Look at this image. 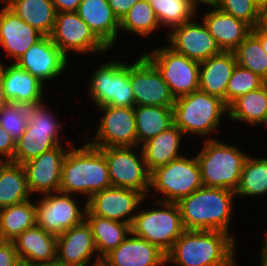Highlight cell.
I'll use <instances>...</instances> for the list:
<instances>
[{"label":"cell","mask_w":267,"mask_h":266,"mask_svg":"<svg viewBox=\"0 0 267 266\" xmlns=\"http://www.w3.org/2000/svg\"><path fill=\"white\" fill-rule=\"evenodd\" d=\"M234 240L227 232L185 230L166 254V262L179 266H236Z\"/></svg>","instance_id":"1"},{"label":"cell","mask_w":267,"mask_h":266,"mask_svg":"<svg viewBox=\"0 0 267 266\" xmlns=\"http://www.w3.org/2000/svg\"><path fill=\"white\" fill-rule=\"evenodd\" d=\"M69 145L62 164L60 192L82 194L89 199L94 193L111 187L102 150L89 143L78 148Z\"/></svg>","instance_id":"2"},{"label":"cell","mask_w":267,"mask_h":266,"mask_svg":"<svg viewBox=\"0 0 267 266\" xmlns=\"http://www.w3.org/2000/svg\"><path fill=\"white\" fill-rule=\"evenodd\" d=\"M235 192L229 189L202 186L180 199L185 230H215L229 233Z\"/></svg>","instance_id":"3"},{"label":"cell","mask_w":267,"mask_h":266,"mask_svg":"<svg viewBox=\"0 0 267 266\" xmlns=\"http://www.w3.org/2000/svg\"><path fill=\"white\" fill-rule=\"evenodd\" d=\"M204 143L200 153L196 155L203 186L235 192L248 155L238 147L219 142L212 137Z\"/></svg>","instance_id":"4"},{"label":"cell","mask_w":267,"mask_h":266,"mask_svg":"<svg viewBox=\"0 0 267 266\" xmlns=\"http://www.w3.org/2000/svg\"><path fill=\"white\" fill-rule=\"evenodd\" d=\"M228 107L223 100L200 90L176 98L173 105L174 124L186 134L205 137L219 128Z\"/></svg>","instance_id":"5"},{"label":"cell","mask_w":267,"mask_h":266,"mask_svg":"<svg viewBox=\"0 0 267 266\" xmlns=\"http://www.w3.org/2000/svg\"><path fill=\"white\" fill-rule=\"evenodd\" d=\"M154 200L159 209L140 210L131 225V232L157 246L167 254L185 231L177 203Z\"/></svg>","instance_id":"6"},{"label":"cell","mask_w":267,"mask_h":266,"mask_svg":"<svg viewBox=\"0 0 267 266\" xmlns=\"http://www.w3.org/2000/svg\"><path fill=\"white\" fill-rule=\"evenodd\" d=\"M197 157L184 155L150 172V189L165 196L162 202L177 203L202 187Z\"/></svg>","instance_id":"7"},{"label":"cell","mask_w":267,"mask_h":266,"mask_svg":"<svg viewBox=\"0 0 267 266\" xmlns=\"http://www.w3.org/2000/svg\"><path fill=\"white\" fill-rule=\"evenodd\" d=\"M54 118L43 102L29 107L28 124L25 132L16 141L13 163L22 165L43 152L61 145L59 140L61 124Z\"/></svg>","instance_id":"8"},{"label":"cell","mask_w":267,"mask_h":266,"mask_svg":"<svg viewBox=\"0 0 267 266\" xmlns=\"http://www.w3.org/2000/svg\"><path fill=\"white\" fill-rule=\"evenodd\" d=\"M89 89L97 107H135L128 63L112 60L98 66L91 76Z\"/></svg>","instance_id":"9"},{"label":"cell","mask_w":267,"mask_h":266,"mask_svg":"<svg viewBox=\"0 0 267 266\" xmlns=\"http://www.w3.org/2000/svg\"><path fill=\"white\" fill-rule=\"evenodd\" d=\"M143 54L159 70L175 99L199 90V62L187 58L169 46Z\"/></svg>","instance_id":"10"},{"label":"cell","mask_w":267,"mask_h":266,"mask_svg":"<svg viewBox=\"0 0 267 266\" xmlns=\"http://www.w3.org/2000/svg\"><path fill=\"white\" fill-rule=\"evenodd\" d=\"M135 147L100 148L106 159L111 186L133 189L145 197L150 188V172L140 150L138 157Z\"/></svg>","instance_id":"11"},{"label":"cell","mask_w":267,"mask_h":266,"mask_svg":"<svg viewBox=\"0 0 267 266\" xmlns=\"http://www.w3.org/2000/svg\"><path fill=\"white\" fill-rule=\"evenodd\" d=\"M71 194L63 192L47 193L38 200L36 205V224L49 234L56 237L66 230L80 225L85 220V209H80L79 203ZM77 203V204H76Z\"/></svg>","instance_id":"12"},{"label":"cell","mask_w":267,"mask_h":266,"mask_svg":"<svg viewBox=\"0 0 267 266\" xmlns=\"http://www.w3.org/2000/svg\"><path fill=\"white\" fill-rule=\"evenodd\" d=\"M135 106L173 107L176 99L156 66L143 54L130 65Z\"/></svg>","instance_id":"13"},{"label":"cell","mask_w":267,"mask_h":266,"mask_svg":"<svg viewBox=\"0 0 267 266\" xmlns=\"http://www.w3.org/2000/svg\"><path fill=\"white\" fill-rule=\"evenodd\" d=\"M52 42L67 57L69 51L78 53L106 52L109 49L95 36L89 25L76 11L58 12L50 35Z\"/></svg>","instance_id":"14"},{"label":"cell","mask_w":267,"mask_h":266,"mask_svg":"<svg viewBox=\"0 0 267 266\" xmlns=\"http://www.w3.org/2000/svg\"><path fill=\"white\" fill-rule=\"evenodd\" d=\"M104 112L94 141L97 148L137 147L134 107L100 106Z\"/></svg>","instance_id":"15"},{"label":"cell","mask_w":267,"mask_h":266,"mask_svg":"<svg viewBox=\"0 0 267 266\" xmlns=\"http://www.w3.org/2000/svg\"><path fill=\"white\" fill-rule=\"evenodd\" d=\"M145 199L147 198L136 190L111 186L86 200L85 215H97L132 225L136 208Z\"/></svg>","instance_id":"16"},{"label":"cell","mask_w":267,"mask_h":266,"mask_svg":"<svg viewBox=\"0 0 267 266\" xmlns=\"http://www.w3.org/2000/svg\"><path fill=\"white\" fill-rule=\"evenodd\" d=\"M167 35L170 48L199 63L222 52L204 23L190 20L172 28Z\"/></svg>","instance_id":"17"},{"label":"cell","mask_w":267,"mask_h":266,"mask_svg":"<svg viewBox=\"0 0 267 266\" xmlns=\"http://www.w3.org/2000/svg\"><path fill=\"white\" fill-rule=\"evenodd\" d=\"M67 152L62 145H57L22 164L31 195L60 191L62 164Z\"/></svg>","instance_id":"18"},{"label":"cell","mask_w":267,"mask_h":266,"mask_svg":"<svg viewBox=\"0 0 267 266\" xmlns=\"http://www.w3.org/2000/svg\"><path fill=\"white\" fill-rule=\"evenodd\" d=\"M67 61L68 57L52 42L51 37L43 36L15 63L45 83L65 71Z\"/></svg>","instance_id":"19"},{"label":"cell","mask_w":267,"mask_h":266,"mask_svg":"<svg viewBox=\"0 0 267 266\" xmlns=\"http://www.w3.org/2000/svg\"><path fill=\"white\" fill-rule=\"evenodd\" d=\"M97 252L91 227L84 220L57 237V266H88Z\"/></svg>","instance_id":"20"},{"label":"cell","mask_w":267,"mask_h":266,"mask_svg":"<svg viewBox=\"0 0 267 266\" xmlns=\"http://www.w3.org/2000/svg\"><path fill=\"white\" fill-rule=\"evenodd\" d=\"M101 261V266H160L166 262V254L147 240L132 232Z\"/></svg>","instance_id":"21"},{"label":"cell","mask_w":267,"mask_h":266,"mask_svg":"<svg viewBox=\"0 0 267 266\" xmlns=\"http://www.w3.org/2000/svg\"><path fill=\"white\" fill-rule=\"evenodd\" d=\"M19 260L26 266H53L56 264L57 237L37 224L13 240Z\"/></svg>","instance_id":"22"},{"label":"cell","mask_w":267,"mask_h":266,"mask_svg":"<svg viewBox=\"0 0 267 266\" xmlns=\"http://www.w3.org/2000/svg\"><path fill=\"white\" fill-rule=\"evenodd\" d=\"M44 35L31 27L6 5L0 11V45L15 58L14 63ZM14 57V58H13Z\"/></svg>","instance_id":"23"},{"label":"cell","mask_w":267,"mask_h":266,"mask_svg":"<svg viewBox=\"0 0 267 266\" xmlns=\"http://www.w3.org/2000/svg\"><path fill=\"white\" fill-rule=\"evenodd\" d=\"M5 67L0 60V76L9 102L29 107L43 102V82L16 63Z\"/></svg>","instance_id":"24"},{"label":"cell","mask_w":267,"mask_h":266,"mask_svg":"<svg viewBox=\"0 0 267 266\" xmlns=\"http://www.w3.org/2000/svg\"><path fill=\"white\" fill-rule=\"evenodd\" d=\"M76 12L109 50L115 45L120 31V21L108 0H82Z\"/></svg>","instance_id":"25"},{"label":"cell","mask_w":267,"mask_h":266,"mask_svg":"<svg viewBox=\"0 0 267 266\" xmlns=\"http://www.w3.org/2000/svg\"><path fill=\"white\" fill-rule=\"evenodd\" d=\"M202 22L224 52H233L252 31L248 23L219 9L208 11Z\"/></svg>","instance_id":"26"},{"label":"cell","mask_w":267,"mask_h":266,"mask_svg":"<svg viewBox=\"0 0 267 266\" xmlns=\"http://www.w3.org/2000/svg\"><path fill=\"white\" fill-rule=\"evenodd\" d=\"M234 52H224L200 63L199 90L223 100L226 105V90L236 66Z\"/></svg>","instance_id":"27"},{"label":"cell","mask_w":267,"mask_h":266,"mask_svg":"<svg viewBox=\"0 0 267 266\" xmlns=\"http://www.w3.org/2000/svg\"><path fill=\"white\" fill-rule=\"evenodd\" d=\"M85 221L91 227L97 249L95 262L91 266H101L102 259L129 236L131 225L97 215H85Z\"/></svg>","instance_id":"28"},{"label":"cell","mask_w":267,"mask_h":266,"mask_svg":"<svg viewBox=\"0 0 267 266\" xmlns=\"http://www.w3.org/2000/svg\"><path fill=\"white\" fill-rule=\"evenodd\" d=\"M182 135H185L182 130L173 124L142 144L141 149L149 172L183 156L178 153Z\"/></svg>","instance_id":"29"},{"label":"cell","mask_w":267,"mask_h":266,"mask_svg":"<svg viewBox=\"0 0 267 266\" xmlns=\"http://www.w3.org/2000/svg\"><path fill=\"white\" fill-rule=\"evenodd\" d=\"M25 23L44 36L53 32L57 11L51 0H1Z\"/></svg>","instance_id":"30"},{"label":"cell","mask_w":267,"mask_h":266,"mask_svg":"<svg viewBox=\"0 0 267 266\" xmlns=\"http://www.w3.org/2000/svg\"><path fill=\"white\" fill-rule=\"evenodd\" d=\"M228 118L246 122L252 126H267V82L259 89L238 97L228 106Z\"/></svg>","instance_id":"31"},{"label":"cell","mask_w":267,"mask_h":266,"mask_svg":"<svg viewBox=\"0 0 267 266\" xmlns=\"http://www.w3.org/2000/svg\"><path fill=\"white\" fill-rule=\"evenodd\" d=\"M137 147L174 124L173 107L135 106Z\"/></svg>","instance_id":"32"},{"label":"cell","mask_w":267,"mask_h":266,"mask_svg":"<svg viewBox=\"0 0 267 266\" xmlns=\"http://www.w3.org/2000/svg\"><path fill=\"white\" fill-rule=\"evenodd\" d=\"M29 195L23 165L3 162L0 165V209L29 200Z\"/></svg>","instance_id":"33"},{"label":"cell","mask_w":267,"mask_h":266,"mask_svg":"<svg viewBox=\"0 0 267 266\" xmlns=\"http://www.w3.org/2000/svg\"><path fill=\"white\" fill-rule=\"evenodd\" d=\"M36 205L26 200L0 209V237L13 241L25 230L36 225Z\"/></svg>","instance_id":"34"},{"label":"cell","mask_w":267,"mask_h":266,"mask_svg":"<svg viewBox=\"0 0 267 266\" xmlns=\"http://www.w3.org/2000/svg\"><path fill=\"white\" fill-rule=\"evenodd\" d=\"M267 193V158L247 156L235 190L236 196H256Z\"/></svg>","instance_id":"35"},{"label":"cell","mask_w":267,"mask_h":266,"mask_svg":"<svg viewBox=\"0 0 267 266\" xmlns=\"http://www.w3.org/2000/svg\"><path fill=\"white\" fill-rule=\"evenodd\" d=\"M160 24L154 10L146 0L135 3L120 21V30L133 33L134 35L147 36L152 34Z\"/></svg>","instance_id":"36"},{"label":"cell","mask_w":267,"mask_h":266,"mask_svg":"<svg viewBox=\"0 0 267 266\" xmlns=\"http://www.w3.org/2000/svg\"><path fill=\"white\" fill-rule=\"evenodd\" d=\"M233 52L238 65L251 70L267 82V54L252 32Z\"/></svg>","instance_id":"37"},{"label":"cell","mask_w":267,"mask_h":266,"mask_svg":"<svg viewBox=\"0 0 267 266\" xmlns=\"http://www.w3.org/2000/svg\"><path fill=\"white\" fill-rule=\"evenodd\" d=\"M160 26L171 29L192 20L195 12L188 0H153L150 3Z\"/></svg>","instance_id":"38"},{"label":"cell","mask_w":267,"mask_h":266,"mask_svg":"<svg viewBox=\"0 0 267 266\" xmlns=\"http://www.w3.org/2000/svg\"><path fill=\"white\" fill-rule=\"evenodd\" d=\"M266 83L259 75L236 64L226 90V106L238 97L259 89Z\"/></svg>","instance_id":"39"},{"label":"cell","mask_w":267,"mask_h":266,"mask_svg":"<svg viewBox=\"0 0 267 266\" xmlns=\"http://www.w3.org/2000/svg\"><path fill=\"white\" fill-rule=\"evenodd\" d=\"M28 119L29 106L10 102L0 114V125L17 141L25 132Z\"/></svg>","instance_id":"40"},{"label":"cell","mask_w":267,"mask_h":266,"mask_svg":"<svg viewBox=\"0 0 267 266\" xmlns=\"http://www.w3.org/2000/svg\"><path fill=\"white\" fill-rule=\"evenodd\" d=\"M259 8L254 0H221L218 7L219 10L245 21L252 28L256 26Z\"/></svg>","instance_id":"41"},{"label":"cell","mask_w":267,"mask_h":266,"mask_svg":"<svg viewBox=\"0 0 267 266\" xmlns=\"http://www.w3.org/2000/svg\"><path fill=\"white\" fill-rule=\"evenodd\" d=\"M22 265L15 244L13 241L0 242V266H20Z\"/></svg>","instance_id":"42"},{"label":"cell","mask_w":267,"mask_h":266,"mask_svg":"<svg viewBox=\"0 0 267 266\" xmlns=\"http://www.w3.org/2000/svg\"><path fill=\"white\" fill-rule=\"evenodd\" d=\"M16 150V141L0 125V155L4 162H12Z\"/></svg>","instance_id":"43"},{"label":"cell","mask_w":267,"mask_h":266,"mask_svg":"<svg viewBox=\"0 0 267 266\" xmlns=\"http://www.w3.org/2000/svg\"><path fill=\"white\" fill-rule=\"evenodd\" d=\"M140 0H108L115 16L119 21L127 14L130 8Z\"/></svg>","instance_id":"44"},{"label":"cell","mask_w":267,"mask_h":266,"mask_svg":"<svg viewBox=\"0 0 267 266\" xmlns=\"http://www.w3.org/2000/svg\"><path fill=\"white\" fill-rule=\"evenodd\" d=\"M58 12L77 11L82 0H51Z\"/></svg>","instance_id":"45"},{"label":"cell","mask_w":267,"mask_h":266,"mask_svg":"<svg viewBox=\"0 0 267 266\" xmlns=\"http://www.w3.org/2000/svg\"><path fill=\"white\" fill-rule=\"evenodd\" d=\"M252 33H267V5L259 8L256 26L252 28Z\"/></svg>","instance_id":"46"},{"label":"cell","mask_w":267,"mask_h":266,"mask_svg":"<svg viewBox=\"0 0 267 266\" xmlns=\"http://www.w3.org/2000/svg\"><path fill=\"white\" fill-rule=\"evenodd\" d=\"M220 1L221 0H188L189 2V5L191 7V9L195 12H196V8H197V3H204L205 5H209L211 6L212 8L211 9H218L219 5H220Z\"/></svg>","instance_id":"47"},{"label":"cell","mask_w":267,"mask_h":266,"mask_svg":"<svg viewBox=\"0 0 267 266\" xmlns=\"http://www.w3.org/2000/svg\"><path fill=\"white\" fill-rule=\"evenodd\" d=\"M9 103L10 102L7 100L5 96L4 86L0 76V114Z\"/></svg>","instance_id":"48"},{"label":"cell","mask_w":267,"mask_h":266,"mask_svg":"<svg viewBox=\"0 0 267 266\" xmlns=\"http://www.w3.org/2000/svg\"><path fill=\"white\" fill-rule=\"evenodd\" d=\"M261 42L263 49L267 54V33H253Z\"/></svg>","instance_id":"49"},{"label":"cell","mask_w":267,"mask_h":266,"mask_svg":"<svg viewBox=\"0 0 267 266\" xmlns=\"http://www.w3.org/2000/svg\"><path fill=\"white\" fill-rule=\"evenodd\" d=\"M261 251V259L263 261H266L267 262V232H266V237H265V240L263 242V246H262V249H260Z\"/></svg>","instance_id":"50"},{"label":"cell","mask_w":267,"mask_h":266,"mask_svg":"<svg viewBox=\"0 0 267 266\" xmlns=\"http://www.w3.org/2000/svg\"><path fill=\"white\" fill-rule=\"evenodd\" d=\"M257 4H258V6H265V5H267V0H254Z\"/></svg>","instance_id":"51"},{"label":"cell","mask_w":267,"mask_h":266,"mask_svg":"<svg viewBox=\"0 0 267 266\" xmlns=\"http://www.w3.org/2000/svg\"><path fill=\"white\" fill-rule=\"evenodd\" d=\"M260 262H261L260 266H267V262L266 261H263L262 259H260Z\"/></svg>","instance_id":"52"},{"label":"cell","mask_w":267,"mask_h":266,"mask_svg":"<svg viewBox=\"0 0 267 266\" xmlns=\"http://www.w3.org/2000/svg\"><path fill=\"white\" fill-rule=\"evenodd\" d=\"M4 162V159L0 157V165Z\"/></svg>","instance_id":"53"}]
</instances>
